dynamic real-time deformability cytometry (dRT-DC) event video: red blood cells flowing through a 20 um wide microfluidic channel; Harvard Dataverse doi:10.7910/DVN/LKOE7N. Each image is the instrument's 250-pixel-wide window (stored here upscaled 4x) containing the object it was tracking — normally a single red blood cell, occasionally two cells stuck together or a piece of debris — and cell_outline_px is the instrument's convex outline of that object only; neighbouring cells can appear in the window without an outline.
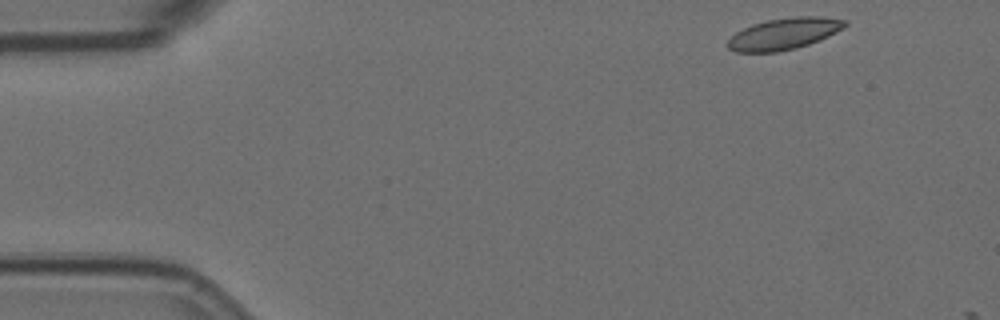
{"species": "Egyptian fruit bat (a non-hibernating species)", "species_latin": "Rousettus aegyptiacus", "temperature_condition": "room temperature", "stored_images_in_passage": 4, "camera_frame_rate_fps": 3000, "um_per_image_px": 0.085, "animal": {"sex": "female"}, "frame": {"image": 1, "passage_image": 1, "time_ms": 0.0, "image_size_px": [1000, 320], "cell_outline_px": [[848, 24], [836, 32], [820, 40], [796, 48], [776, 52], [736, 52], [728, 48], [724, 44], [736, 32], [752, 24], [768, 20], [796, 16], [820, 16], [848, 20]], "centroid_in_image_um": [66.63, 2.87], "position_along_channel_um": 18.4, "area_um2": 21.56}}